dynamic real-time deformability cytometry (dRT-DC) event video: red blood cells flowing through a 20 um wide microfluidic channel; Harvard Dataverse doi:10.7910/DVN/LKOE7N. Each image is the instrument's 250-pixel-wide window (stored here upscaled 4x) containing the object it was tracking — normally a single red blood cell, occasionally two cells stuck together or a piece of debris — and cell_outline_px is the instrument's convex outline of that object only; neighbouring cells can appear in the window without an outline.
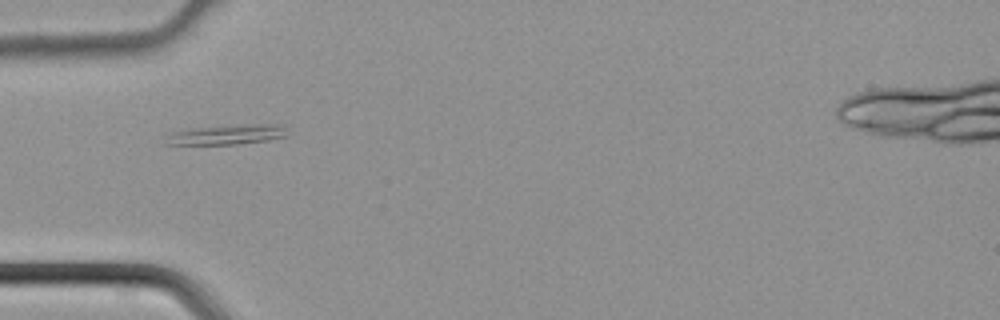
{"species": "common noctule bat (a hibernating species)", "species_latin": "Nyctalus noctula", "temperature_condition": "cold", "stored_images_in_passage": 2, "camera_frame_rate_fps": 3000, "um_per_image_px": 0.085, "animal": {"sex": "male", "body_mass_g": 21.5, "forearm_length_mm": 52.0}, "frame": {"image": 1, "passage_image": 1, "time_ms": 0.0, "image_size_px": [1000, 320], "cell_outline_px": [[288, 136], [268, 140], [236, 144], [164, 144], [168, 136], [172, 132], [188, 128], [244, 124], [284, 124]], "centroid_in_image_um": [19.34, 11.42], "position_along_channel_um": 65.7, "area_um2": 14.16}}